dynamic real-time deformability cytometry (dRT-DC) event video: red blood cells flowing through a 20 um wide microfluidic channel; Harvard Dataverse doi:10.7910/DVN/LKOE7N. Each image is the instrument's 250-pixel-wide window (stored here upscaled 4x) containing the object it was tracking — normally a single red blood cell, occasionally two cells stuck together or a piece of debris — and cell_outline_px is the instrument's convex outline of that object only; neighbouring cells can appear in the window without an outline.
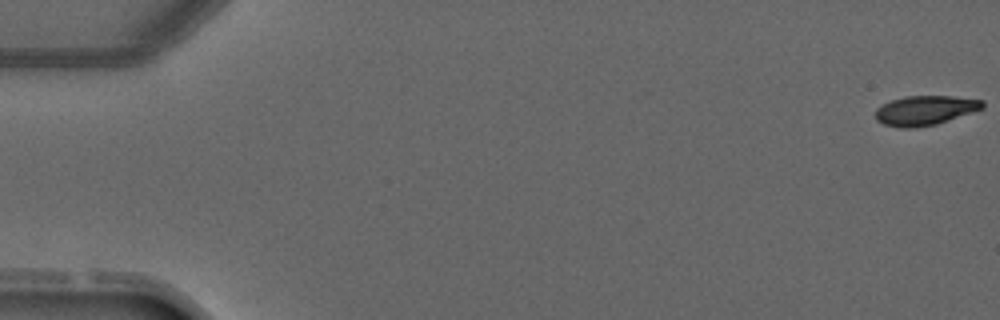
{"species": "common noctule bat (a hibernating species)", "species_latin": "Nyctalus noctula", "temperature_condition": "warm", "stored_images_in_passage": 5, "camera_frame_rate_fps": 3000, "um_per_image_px": 0.085, "animal": {"sex": "male", "forearm_length_mm": 52.5}, "frame": {"image": 1, "passage_image": 1, "time_ms": 0.0, "image_size_px": [1000, 320], "cell_outline_px": [[984, 108], [936, 124], [916, 128], [900, 128], [884, 124], [876, 120], [876, 108], [892, 100], [904, 96], [952, 96], [984, 100]], "centroid_in_image_um": [78.63, 9.38], "position_along_channel_um": 6.4, "area_um2": 18.38}}